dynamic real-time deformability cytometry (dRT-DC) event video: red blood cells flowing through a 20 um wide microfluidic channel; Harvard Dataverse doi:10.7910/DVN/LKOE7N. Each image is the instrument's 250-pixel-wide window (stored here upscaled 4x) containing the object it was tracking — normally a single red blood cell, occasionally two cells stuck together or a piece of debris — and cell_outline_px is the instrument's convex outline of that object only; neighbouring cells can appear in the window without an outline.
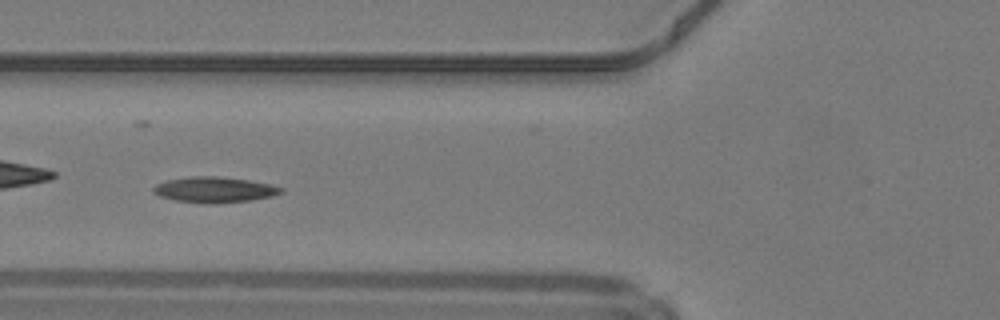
{"species": "common noctule bat (a hibernating species)", "species_latin": "Nyctalus noctula", "temperature_condition": "warm", "stored_images_in_passage": 35, "camera_frame_rate_fps": 3000, "um_per_image_px": 0.085, "animal": {"sex": "male", "body_mass_g": 19.2, "forearm_length_mm": 51.8}, "frame": {"image": 1, "passage_image": 11, "time_ms": 3.333, "image_size_px": [1000, 320], "cell_outline_px": [[284, 192], [272, 196], [252, 200], [212, 204], [204, 204], [176, 200], [160, 196], [152, 192], [152, 188], [156, 184], [168, 180], [192, 176], [216, 176], [248, 180], [272, 184], [284, 188]], "centroid_in_image_um": [18.25, 16.13], "position_along_channel_um": 107.5, "area_um2": 19.19}, "authors_computed_cell_mechanics": {"area_um2": 18.0336, "velocity_mm_per_s": 4.21, "shape_relaxation_time_tau1_ms": 10.6084, "shape_relaxation_time_tau2_ms": 4.2483, "deformation_change_tau1": 0.2548, "deformation_change_tau2": 0.1141}}